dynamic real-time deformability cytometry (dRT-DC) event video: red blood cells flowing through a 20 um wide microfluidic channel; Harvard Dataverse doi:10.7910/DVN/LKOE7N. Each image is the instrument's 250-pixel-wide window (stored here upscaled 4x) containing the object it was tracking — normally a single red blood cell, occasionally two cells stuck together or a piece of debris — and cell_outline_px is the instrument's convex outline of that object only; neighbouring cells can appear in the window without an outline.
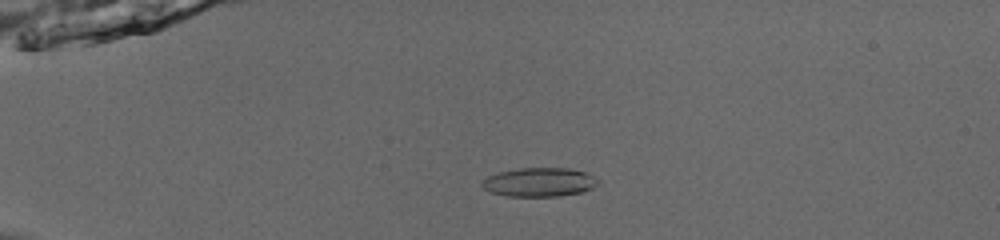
{"species": "common noctule bat (a hibernating species)", "species_latin": "Nyctalus noctula", "temperature_condition": "room temperature", "stored_images_in_passage": 54, "camera_frame_rate_fps": 3000, "um_per_image_px": 0.085, "animal": {"sex": "male", "body_mass_g": 13.0, "forearm_length_mm": 53.1}, "frame": {"image": 1, "passage_image": 15, "time_ms": 4.667, "image_size_px": [1000, 240], "cell_outline_px": [[600, 184], [592, 188], [580, 192], [560, 196], [508, 196], [492, 192], [484, 188], [480, 184], [480, 180], [496, 172], [520, 168], [568, 168], [584, 172], [600, 180]], "centroid_in_image_um": [45.82, 15.48], "position_along_channel_um": 39.2, "area_um2": 19.59}}
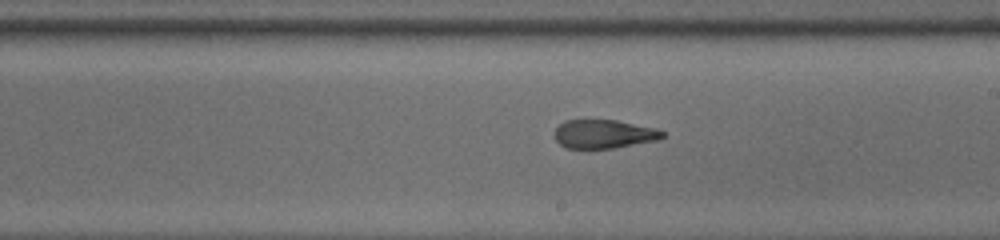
{"frame": {"image": 2, "passage_image": 34, "time_ms": 11.0, "image_size_px": [1000, 240], "cell_outline_px": [[664, 136], [660, 140], [612, 148], [564, 148], [556, 140], [556, 128], [564, 120], [616, 120], [656, 128], [664, 132]], "centroid_in_image_um": [51.35, 11.39], "position_along_channel_um": 237.6, "area_um2": 17.98}}
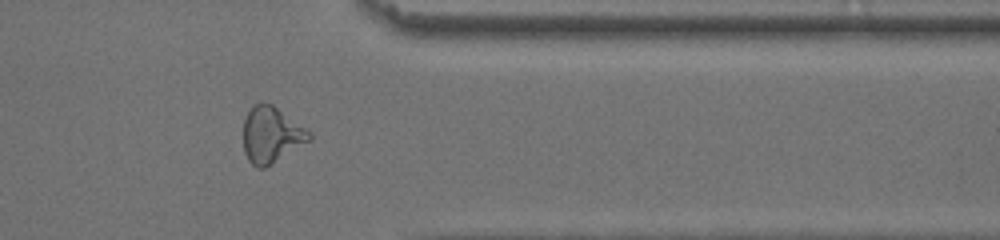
{"frame": {"image": 3, "passage_image": 46, "time_ms": 15.0, "image_size_px": [1000, 240], "cell_outline_px": [[312, 140], [264, 168], [256, 168], [248, 160], [244, 152], [244, 120], [248, 112], [256, 104], [264, 100], [272, 104], [312, 132]], "centroid_in_image_um": [23.08, 11.46], "position_along_channel_um": 388.3, "area_um2": 21.62}, "authors_computed_cell_mechanics": {"area_um2": 19.9988, "velocity_mm_per_s": 3.8724, "shape_relaxation_time_tau1_ms": null, "shape_relaxation_time_tau2_ms": 1.302, "deformation_change_tau1": null, "deformation_change_tau2": 0.1004}}